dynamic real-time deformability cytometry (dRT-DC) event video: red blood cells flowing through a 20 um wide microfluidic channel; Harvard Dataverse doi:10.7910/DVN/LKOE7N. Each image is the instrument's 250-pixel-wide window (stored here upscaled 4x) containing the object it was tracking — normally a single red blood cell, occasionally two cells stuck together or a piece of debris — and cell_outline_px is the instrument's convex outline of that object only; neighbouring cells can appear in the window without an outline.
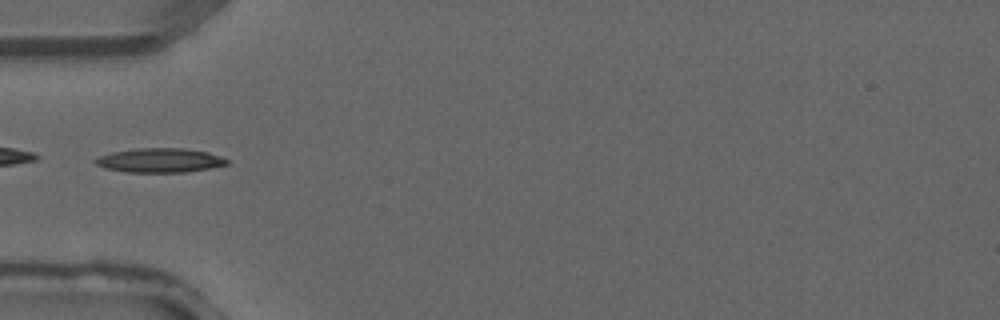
{"species": "common noctule bat (a hibernating species)", "species_latin": "Nyctalus noctula", "temperature_condition": "warm", "stored_images_in_passage": 1, "camera_frame_rate_fps": 3000, "um_per_image_px": 0.085, "animal": {"sex": "male", "forearm_length_mm": 52.5}, "frame": {"image": 1, "passage_image": 1, "time_ms": 0.0, "image_size_px": [1000, 320], "cell_outline_px": [[228, 164], [208, 168], [184, 172], [124, 172], [104, 168], [96, 164], [92, 160], [96, 156], [112, 152], [136, 148], [184, 148], [208, 152], [220, 156], [228, 160]], "centroid_in_image_um": [13.52, 13.62], "position_along_channel_um": 71.5, "area_um2": 18.67}}